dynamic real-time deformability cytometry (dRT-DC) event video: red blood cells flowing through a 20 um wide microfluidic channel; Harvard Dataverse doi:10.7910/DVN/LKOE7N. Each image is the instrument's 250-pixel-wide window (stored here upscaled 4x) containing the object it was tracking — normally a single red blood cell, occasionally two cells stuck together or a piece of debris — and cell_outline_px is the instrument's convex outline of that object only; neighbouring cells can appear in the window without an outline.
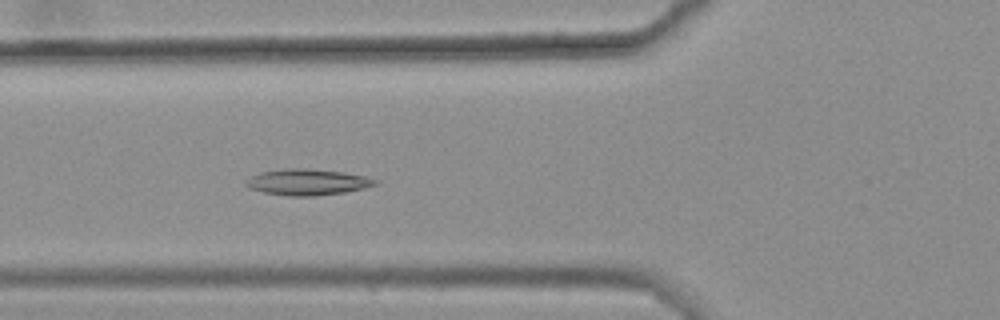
{"species": "common noctule bat (a hibernating species)", "species_latin": "Nyctalus noctula", "temperature_condition": "warm", "stored_images_in_passage": 29, "camera_frame_rate_fps": 3000, "um_per_image_px": 0.085, "animal": {"sex": "female", "body_mass_g": 25.1}, "frame": {"image": 1, "passage_image": 3, "time_ms": 0.667, "image_size_px": [1000, 320], "cell_outline_px": [[380, 184], [364, 188], [344, 192], [316, 196], [288, 196], [264, 192], [248, 188], [244, 184], [244, 180], [260, 172], [284, 168], [308, 168], [344, 172], [364, 176], [380, 180]], "centroid_in_image_um": [26.14, 15.47], "position_along_channel_um": 99.7, "area_um2": 19.94}}
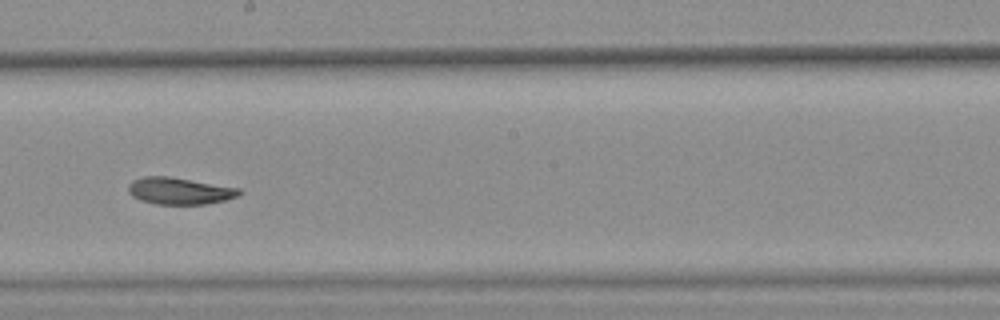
{"frame": {"image": 2, "passage_image": 14, "time_ms": 4.333, "image_size_px": [1000, 320], "cell_outline_px": [[244, 192], [236, 196], [224, 200], [204, 204], [156, 204], [140, 200], [132, 196], [128, 192], [128, 184], [132, 180], [144, 176], [168, 176], [240, 188]], "centroid_in_image_um": [15.23, 16.22], "position_along_channel_um": 233.0, "area_um2": 17.34}}
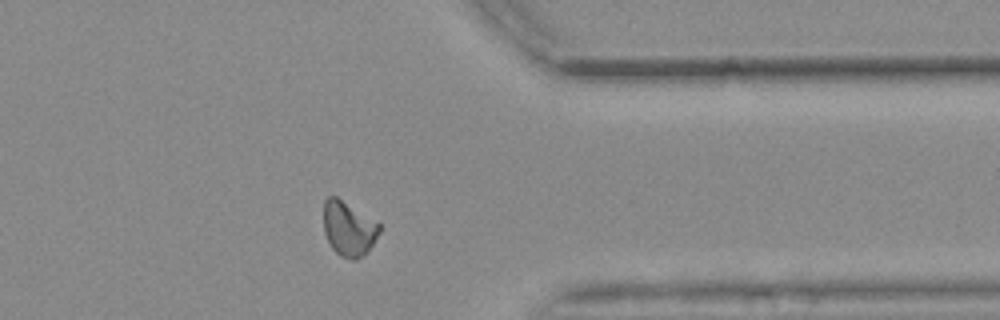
{"frame": {"image": 3, "passage_image": 27, "time_ms": 8.667, "image_size_px": [1000, 320], "cell_outline_px": [[380, 232], [372, 244], [356, 260], [352, 260], [340, 256], [332, 248], [324, 232], [324, 200], [328, 196], [336, 196], [380, 224]], "centroid_in_image_um": [29.6, 19.42], "position_along_channel_um": 381.8, "area_um2": 17.4}}